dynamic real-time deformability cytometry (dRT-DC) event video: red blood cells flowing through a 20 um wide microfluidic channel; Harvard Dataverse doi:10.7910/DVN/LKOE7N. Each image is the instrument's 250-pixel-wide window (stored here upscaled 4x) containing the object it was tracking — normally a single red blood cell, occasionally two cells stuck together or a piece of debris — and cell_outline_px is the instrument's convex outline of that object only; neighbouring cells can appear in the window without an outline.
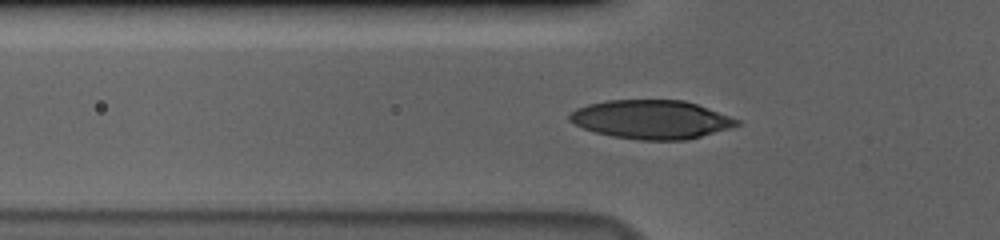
{"species": "human", "species_latin": "Homo sapiens", "temperature_condition": "cold", "stored_images_in_passage": 51, "camera_frame_rate_fps": 3000, "um_per_image_px": 0.085, "donor": {"sex": "male"}, "frame": {"image": 1, "passage_image": 19, "time_ms": 6.0, "image_size_px": [1000, 240], "cell_outline_px": [[740, 124], [732, 128], [684, 140], [640, 140], [612, 136], [596, 132], [584, 128], [568, 120], [568, 116], [576, 108], [588, 104], [608, 100], [684, 100], [696, 104], [740, 120]], "centroid_in_image_um": [55.36, 10.15], "position_along_channel_um": 70.4, "area_um2": 37.51}}
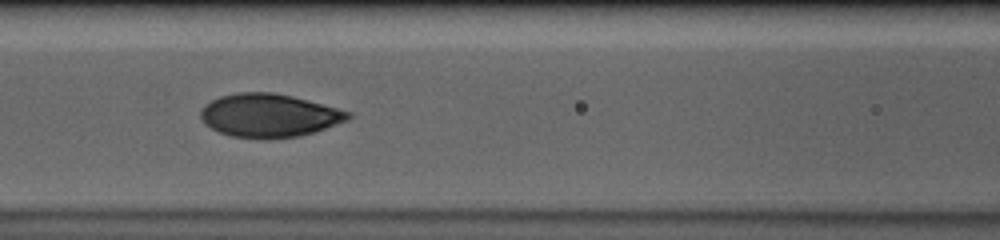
{"frame": {"image": 2, "passage_image": 25, "time_ms": 8.0, "image_size_px": [1000, 240], "cell_outline_px": [[352, 116], [348, 120], [312, 132], [296, 136], [264, 140], [232, 136], [220, 132], [212, 128], [200, 116], [200, 112], [204, 104], [220, 96], [240, 92], [272, 92], [292, 96], [352, 112]], "centroid_in_image_um": [22.87, 9.81], "position_along_channel_um": 143.7, "area_um2": 36.99}}
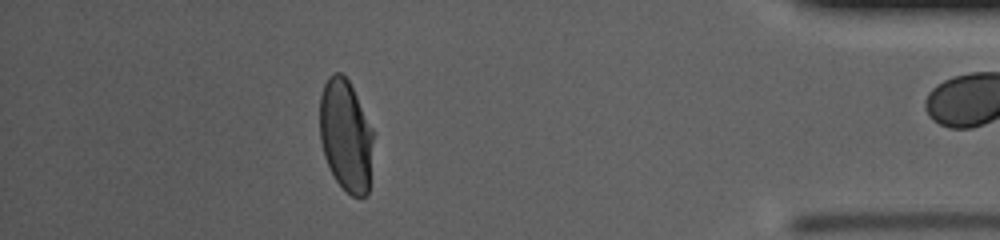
{"frame": {"image": 3, "passage_image": 50, "time_ms": 16.333, "image_size_px": [1000, 240], "cell_outline_px": [[372, 140], [368, 196], [352, 196], [336, 180], [324, 156], [320, 140], [320, 96], [324, 84], [328, 76], [336, 72], [340, 72], [348, 80], [372, 128]], "centroid_in_image_um": [29.37, 11.5], "position_along_channel_um": 405.8, "area_um2": 34.39}}